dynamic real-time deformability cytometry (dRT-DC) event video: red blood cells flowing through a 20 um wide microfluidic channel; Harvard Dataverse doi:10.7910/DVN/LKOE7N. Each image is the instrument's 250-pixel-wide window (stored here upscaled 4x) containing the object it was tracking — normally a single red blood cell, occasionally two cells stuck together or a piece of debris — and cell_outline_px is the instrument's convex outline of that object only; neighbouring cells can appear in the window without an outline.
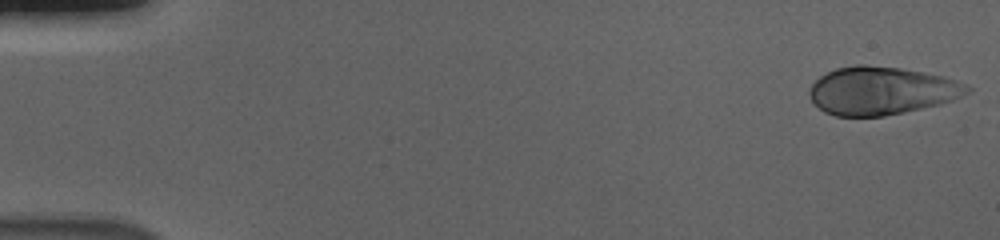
{"species": "human", "species_latin": "Homo sapiens", "temperature_condition": "cold", "stored_images_in_passage": 55, "camera_frame_rate_fps": 3000, "um_per_image_px": 0.085, "donor": {"sex": "male"}, "frame": {"image": 1, "passage_image": 1, "time_ms": 0.0, "image_size_px": [1000, 240], "cell_outline_px": [[972, 92], [952, 100], [940, 104], [904, 112], [884, 116], [836, 116], [824, 112], [812, 100], [808, 92], [808, 88], [820, 76], [836, 68], [856, 64], [864, 64], [900, 68], [944, 76], [968, 84], [972, 88]], "centroid_in_image_um": [74.94, 7.7], "position_along_channel_um": 10.1, "area_um2": 44.27}}
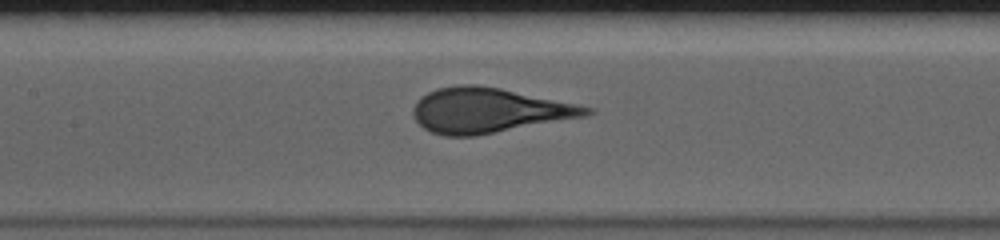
{"frame": {"image": 2, "passage_image": 26, "time_ms": 8.333, "image_size_px": [1000, 240], "cell_outline_px": [[596, 112], [588, 116], [476, 136], [444, 136], [432, 132], [424, 128], [416, 120], [412, 112], [412, 108], [416, 100], [420, 96], [436, 88], [460, 84], [476, 84], [500, 88], [592, 108]], "centroid_in_image_um": [41.49, 9.39], "position_along_channel_um": 165.9, "area_um2": 45.32}}
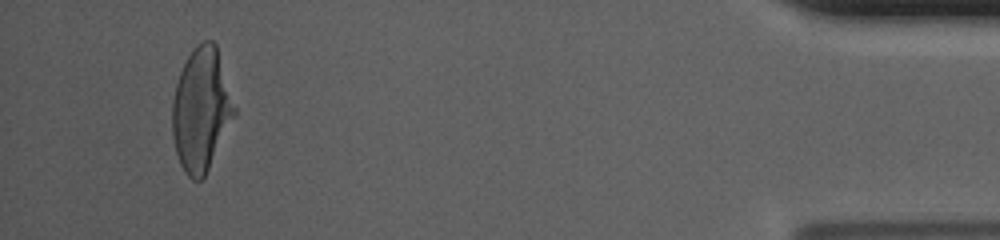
{"frame": {"image": 3, "passage_image": 52, "time_ms": 17.0, "image_size_px": [1000, 240], "cell_outline_px": [[236, 112], [204, 176], [200, 180], [192, 180], [184, 172], [180, 164], [176, 152], [172, 136], [172, 100], [176, 84], [180, 72], [188, 56], [196, 44], [204, 40], [212, 40], [216, 44], [236, 108]], "centroid_in_image_um": [17.08, 9.29], "position_along_channel_um": 418.1, "area_um2": 44.16}, "authors_computed_cell_mechanics": {"area_um2": 44.506, "velocity_mm_per_s": 3.6917, "shape_relaxation_time_tau1_ms": 4.3045, "shape_relaxation_time_tau2_ms": null, "deformation_change_tau1": 0.2011, "deformation_change_tau2": null}}